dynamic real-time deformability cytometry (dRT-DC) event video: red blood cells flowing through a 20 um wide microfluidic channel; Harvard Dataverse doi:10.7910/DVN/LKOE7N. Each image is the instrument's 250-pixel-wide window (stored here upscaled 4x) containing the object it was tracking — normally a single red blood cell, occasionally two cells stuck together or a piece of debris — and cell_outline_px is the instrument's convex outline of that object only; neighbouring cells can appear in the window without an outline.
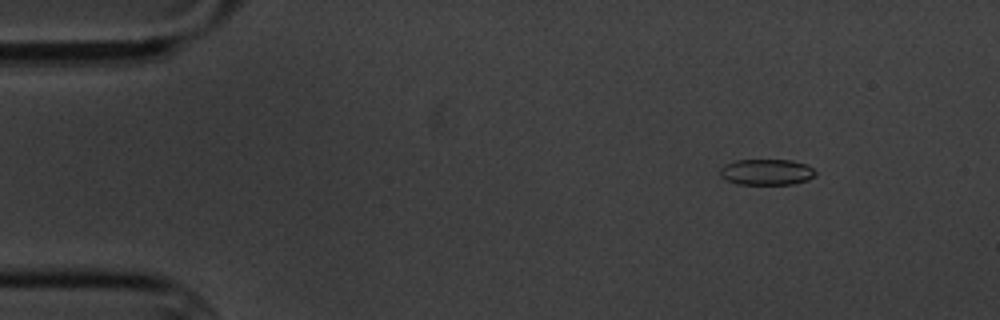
{"species": "common noctule bat (a hibernating species)", "species_latin": "Nyctalus noctula", "temperature_condition": "cold", "stored_images_in_passage": 7, "camera_frame_rate_fps": 3000, "um_per_image_px": 0.085, "animal": {"sex": "male", "body_mass_g": 20.1, "forearm_length_mm": 53.5}, "frame": {"image": 1, "passage_image": 2, "time_ms": 1.333, "image_size_px": [1000, 320], "cell_outline_px": [[816, 176], [808, 180], [792, 184], [736, 184], [720, 176], [720, 168], [724, 164], [736, 160], [792, 160], [808, 164], [816, 172]], "centroid_in_image_um": [65.18, 14.62], "position_along_channel_um": 19.8, "area_um2": 14.57}}
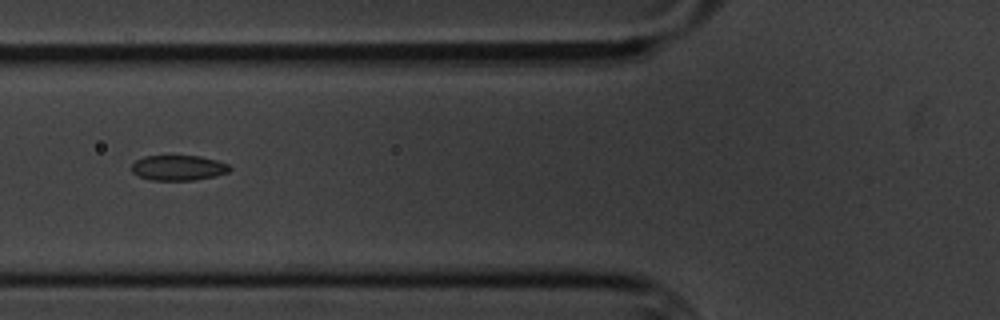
{"frame": {"image": 2, "passage_image": 6, "time_ms": 6.333, "image_size_px": [1000, 320], "cell_outline_px": [[232, 168], [228, 172], [196, 180], [148, 180], [136, 176], [132, 172], [132, 164], [136, 160], [144, 156], [200, 156], [216, 160], [228, 164]], "centroid_in_image_um": [15.12, 14.27], "position_along_channel_um": 110.7, "area_um2": 14.45}}
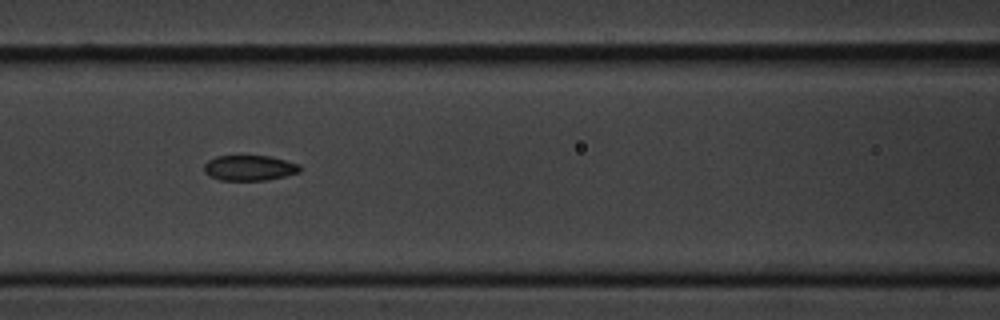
{"frame": {"image": 3, "passage_image": 7, "time_ms": 7.333, "image_size_px": [1000, 320], "cell_outline_px": [[300, 172], [284, 176], [264, 180], [220, 180], [208, 176], [204, 172], [204, 164], [208, 160], [216, 156], [268, 156], [300, 164]], "centroid_in_image_um": [21.16, 14.27], "position_along_channel_um": 145.4, "area_um2": 14.1}}